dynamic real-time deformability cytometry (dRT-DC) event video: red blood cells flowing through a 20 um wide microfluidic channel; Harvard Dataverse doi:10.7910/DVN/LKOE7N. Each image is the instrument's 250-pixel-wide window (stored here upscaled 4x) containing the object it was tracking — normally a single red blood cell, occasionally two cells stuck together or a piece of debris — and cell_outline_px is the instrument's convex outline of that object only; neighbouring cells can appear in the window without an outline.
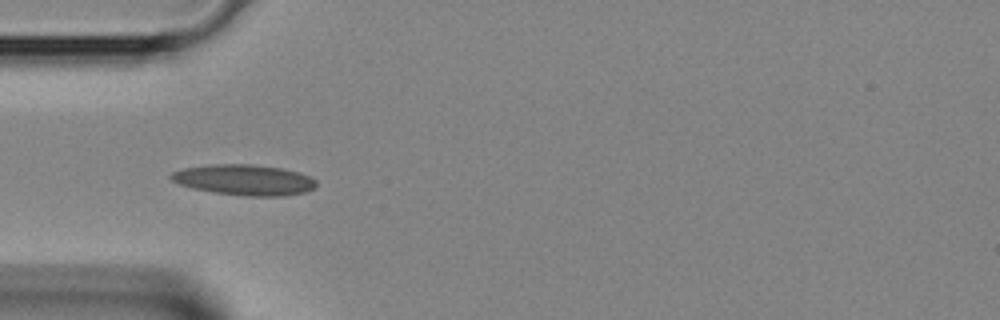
{"species": "Egyptian fruit bat (a non-hibernating species)", "species_latin": "Rousettus aegyptiacus", "temperature_condition": "room temperature", "stored_images_in_passage": 5, "camera_frame_rate_fps": 3000, "um_per_image_px": 0.085, "animal": {"sex": "female"}, "frame": {"image": 1, "passage_image": 4, "time_ms": 1.0, "image_size_px": [1000, 320], "cell_outline_px": [[316, 184], [312, 188], [304, 192], [284, 196], [244, 196], [216, 192], [192, 188], [180, 184], [172, 180], [168, 176], [172, 172], [184, 168], [212, 164], [252, 164], [280, 168], [300, 172], [312, 176], [316, 180]], "centroid_in_image_um": [20.78, 15.28], "position_along_channel_um": 64.2, "area_um2": 25.89}}
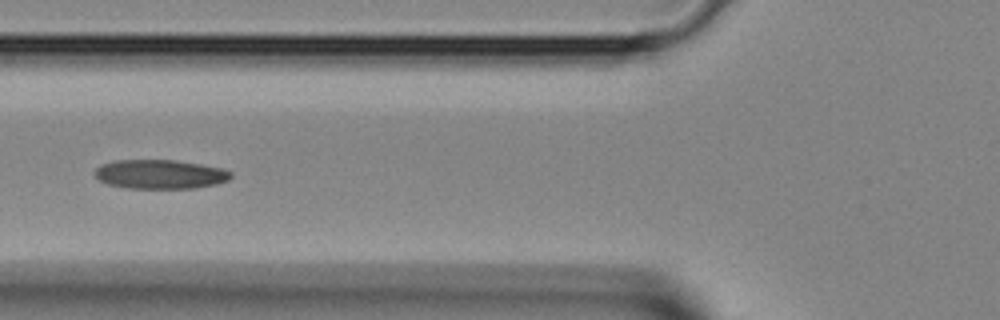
{"frame": {"image": 2, "passage_image": 5, "time_ms": 1.333, "image_size_px": [1000, 320], "cell_outline_px": [[232, 176], [228, 180], [216, 184], [196, 188], [128, 188], [108, 184], [100, 180], [92, 172], [100, 164], [116, 160], [176, 160], [224, 168], [232, 172]], "centroid_in_image_um": [13.61, 14.8], "position_along_channel_um": 112.2, "area_um2": 23.24}}